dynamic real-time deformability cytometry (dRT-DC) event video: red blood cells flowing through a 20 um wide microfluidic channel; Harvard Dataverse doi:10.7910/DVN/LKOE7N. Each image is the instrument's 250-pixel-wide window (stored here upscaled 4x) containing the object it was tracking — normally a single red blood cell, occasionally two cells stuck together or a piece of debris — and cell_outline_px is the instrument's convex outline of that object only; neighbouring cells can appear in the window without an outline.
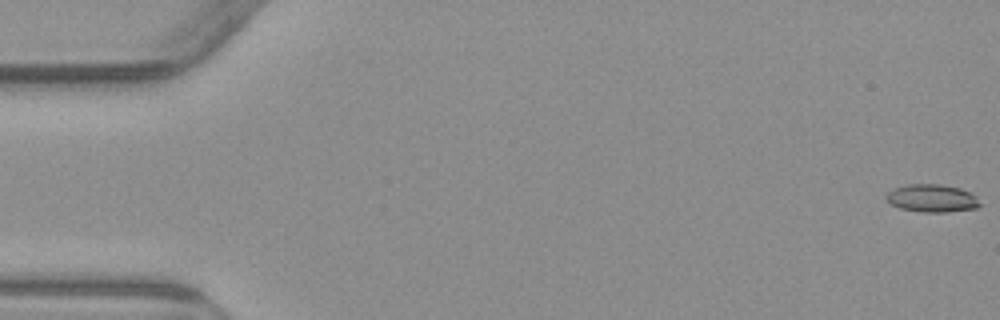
{"species": "common noctule bat (a hibernating species)", "species_latin": "Nyctalus noctula", "temperature_condition": "warm", "stored_images_in_passage": 6, "camera_frame_rate_fps": 3000, "um_per_image_px": 0.085, "animal": {"sex": "male", "body_mass_g": 23.1, "forearm_length_mm": 52.7}, "frame": {"image": 1, "passage_image": 1, "time_ms": 0.0, "image_size_px": [1000, 320], "cell_outline_px": [[980, 208], [948, 212], [920, 212], [900, 208], [892, 204], [884, 196], [892, 188], [908, 184], [940, 184], [960, 188], [976, 196], [980, 204]], "centroid_in_image_um": [79.22, 16.85], "position_along_channel_um": 5.8, "area_um2": 15.26}}
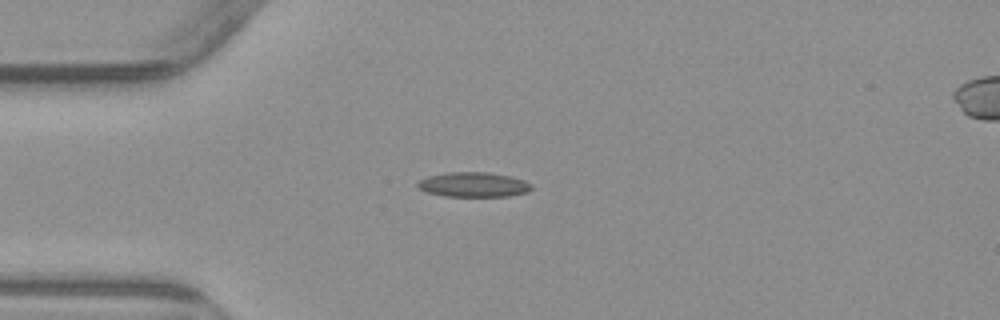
{"frame": {"image": 2, "passage_image": 5, "time_ms": 4.667, "image_size_px": [1000, 320], "cell_outline_px": [[532, 188], [528, 192], [508, 196], [444, 196], [428, 192], [420, 188], [416, 184], [420, 180], [428, 176], [448, 172], [488, 172], [512, 176], [524, 180], [532, 184]], "centroid_in_image_um": [40.29, 15.68], "position_along_channel_um": 44.7, "area_um2": 16.42}}